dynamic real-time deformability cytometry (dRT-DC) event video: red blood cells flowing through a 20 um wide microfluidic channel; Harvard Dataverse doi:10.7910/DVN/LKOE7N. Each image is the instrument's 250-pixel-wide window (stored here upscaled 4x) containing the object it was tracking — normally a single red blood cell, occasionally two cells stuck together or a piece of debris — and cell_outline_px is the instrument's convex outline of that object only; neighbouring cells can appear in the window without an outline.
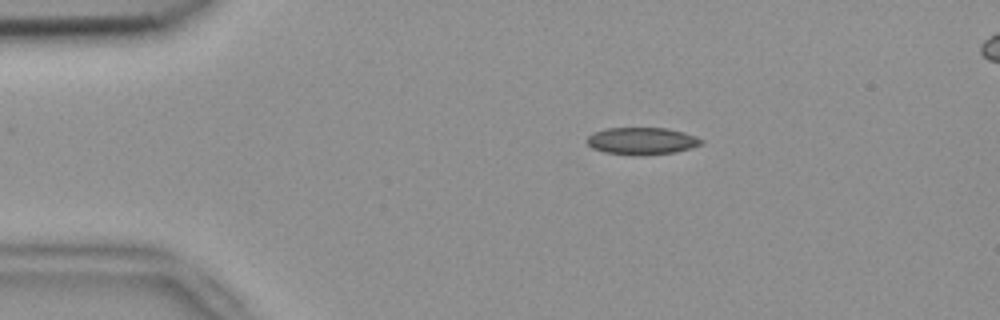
{"species": "common noctule bat (a hibernating species)", "species_latin": "Nyctalus noctula", "temperature_condition": "room temperature", "stored_images_in_passage": 47, "camera_frame_rate_fps": 3000, "um_per_image_px": 0.085, "animal": {"sex": "female", "body_mass_g": 18.4}, "frame": {"image": 1, "passage_image": 4, "time_ms": 1.0, "image_size_px": [1000, 320], "cell_outline_px": [[704, 144], [692, 148], [676, 152], [644, 156], [604, 152], [592, 148], [584, 140], [592, 132], [604, 128], [668, 128], [684, 132], [696, 136], [704, 140]], "centroid_in_image_um": [54.57, 11.98], "position_along_channel_um": 30.4, "area_um2": 18.5}}
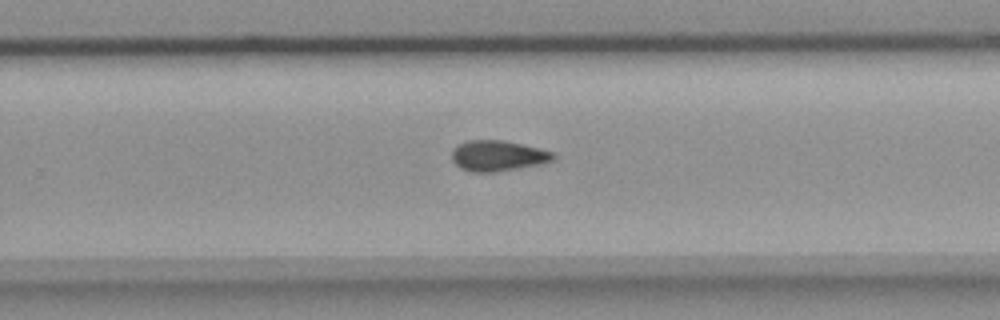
{"frame": {"image": 2, "passage_image": 28, "time_ms": 9.0, "image_size_px": [1000, 320], "cell_outline_px": [[556, 156], [552, 160], [540, 164], [492, 172], [468, 172], [460, 168], [452, 160], [452, 148], [456, 144], [468, 140], [504, 140], [524, 144], [556, 152]], "centroid_in_image_um": [42.3, 13.22], "position_along_channel_um": 287.5, "area_um2": 18.32}}
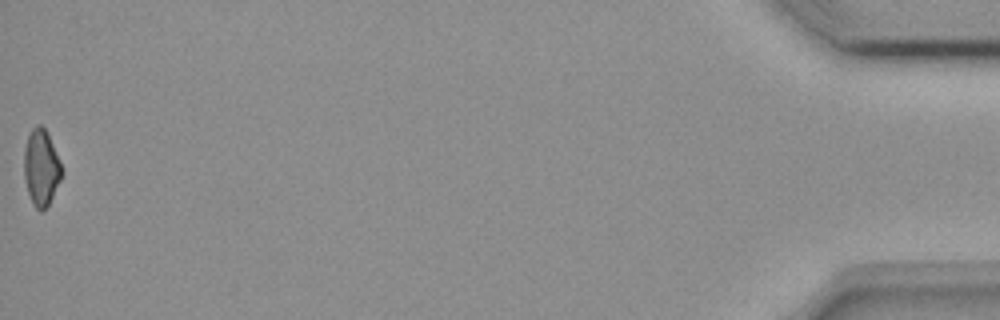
{"frame": {"image": 3, "passage_image": 47, "time_ms": 15.333, "image_size_px": [1000, 320], "cell_outline_px": [[64, 172], [48, 204], [40, 212], [32, 204], [28, 192], [24, 176], [24, 148], [28, 136], [32, 128], [36, 124], [40, 124], [44, 128], [52, 144]], "centroid_in_image_um": [3.48, 14.24], "position_along_channel_um": 431.7, "area_um2": 16.47}, "authors_computed_cell_mechanics": {"area_um2": 17.9758, "velocity_mm_per_s": 3.84, "shape_relaxation_time_tau1_ms": null, "shape_relaxation_time_tau2_ms": 8.539, "deformation_change_tau1": null, "deformation_change_tau2": 0.1485}}